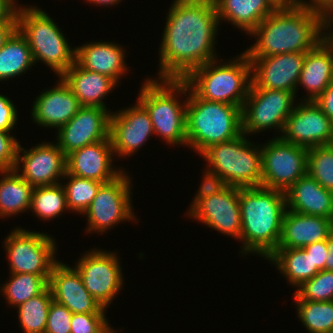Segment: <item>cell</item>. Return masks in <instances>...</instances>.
<instances>
[{
  "label": "cell",
  "instance_id": "74e56055",
  "mask_svg": "<svg viewBox=\"0 0 333 333\" xmlns=\"http://www.w3.org/2000/svg\"><path fill=\"white\" fill-rule=\"evenodd\" d=\"M294 300H333V271L321 270L297 288Z\"/></svg>",
  "mask_w": 333,
  "mask_h": 333
},
{
  "label": "cell",
  "instance_id": "f6af8a7d",
  "mask_svg": "<svg viewBox=\"0 0 333 333\" xmlns=\"http://www.w3.org/2000/svg\"><path fill=\"white\" fill-rule=\"evenodd\" d=\"M333 16L323 17L320 31V42L330 52L333 59V30L325 33L324 31L332 29ZM327 28V29H326Z\"/></svg>",
  "mask_w": 333,
  "mask_h": 333
},
{
  "label": "cell",
  "instance_id": "4dcf8cb0",
  "mask_svg": "<svg viewBox=\"0 0 333 333\" xmlns=\"http://www.w3.org/2000/svg\"><path fill=\"white\" fill-rule=\"evenodd\" d=\"M34 64L28 42L17 29L0 49V81L19 76Z\"/></svg>",
  "mask_w": 333,
  "mask_h": 333
},
{
  "label": "cell",
  "instance_id": "d6986e66",
  "mask_svg": "<svg viewBox=\"0 0 333 333\" xmlns=\"http://www.w3.org/2000/svg\"><path fill=\"white\" fill-rule=\"evenodd\" d=\"M305 53L248 57L252 65V85L265 89L291 91L296 94Z\"/></svg>",
  "mask_w": 333,
  "mask_h": 333
},
{
  "label": "cell",
  "instance_id": "7c38bea8",
  "mask_svg": "<svg viewBox=\"0 0 333 333\" xmlns=\"http://www.w3.org/2000/svg\"><path fill=\"white\" fill-rule=\"evenodd\" d=\"M296 94L291 91L265 89L252 84L241 108L242 132L246 135L269 128L283 131L294 109Z\"/></svg>",
  "mask_w": 333,
  "mask_h": 333
},
{
  "label": "cell",
  "instance_id": "e0dca14e",
  "mask_svg": "<svg viewBox=\"0 0 333 333\" xmlns=\"http://www.w3.org/2000/svg\"><path fill=\"white\" fill-rule=\"evenodd\" d=\"M111 111L100 107L81 106L57 132V144L67 156L84 146L109 137Z\"/></svg>",
  "mask_w": 333,
  "mask_h": 333
},
{
  "label": "cell",
  "instance_id": "bcb514c9",
  "mask_svg": "<svg viewBox=\"0 0 333 333\" xmlns=\"http://www.w3.org/2000/svg\"><path fill=\"white\" fill-rule=\"evenodd\" d=\"M16 30L17 19L15 13L8 20L0 22V49Z\"/></svg>",
  "mask_w": 333,
  "mask_h": 333
},
{
  "label": "cell",
  "instance_id": "83f0119b",
  "mask_svg": "<svg viewBox=\"0 0 333 333\" xmlns=\"http://www.w3.org/2000/svg\"><path fill=\"white\" fill-rule=\"evenodd\" d=\"M333 80V59L330 52L319 42L305 53L298 86L307 90L304 101H315Z\"/></svg>",
  "mask_w": 333,
  "mask_h": 333
},
{
  "label": "cell",
  "instance_id": "cb8c5ba5",
  "mask_svg": "<svg viewBox=\"0 0 333 333\" xmlns=\"http://www.w3.org/2000/svg\"><path fill=\"white\" fill-rule=\"evenodd\" d=\"M285 200L290 211L333 220V192L321 186L308 173L285 192Z\"/></svg>",
  "mask_w": 333,
  "mask_h": 333
},
{
  "label": "cell",
  "instance_id": "44dd1931",
  "mask_svg": "<svg viewBox=\"0 0 333 333\" xmlns=\"http://www.w3.org/2000/svg\"><path fill=\"white\" fill-rule=\"evenodd\" d=\"M113 155L110 138L84 146L66 156L67 173L102 183L110 182L123 172L122 168L114 169Z\"/></svg>",
  "mask_w": 333,
  "mask_h": 333
},
{
  "label": "cell",
  "instance_id": "ab89813d",
  "mask_svg": "<svg viewBox=\"0 0 333 333\" xmlns=\"http://www.w3.org/2000/svg\"><path fill=\"white\" fill-rule=\"evenodd\" d=\"M72 312L54 300L48 311L45 333H71Z\"/></svg>",
  "mask_w": 333,
  "mask_h": 333
},
{
  "label": "cell",
  "instance_id": "603a6c76",
  "mask_svg": "<svg viewBox=\"0 0 333 333\" xmlns=\"http://www.w3.org/2000/svg\"><path fill=\"white\" fill-rule=\"evenodd\" d=\"M332 232V219L286 209L277 248H303L314 242L327 240Z\"/></svg>",
  "mask_w": 333,
  "mask_h": 333
},
{
  "label": "cell",
  "instance_id": "8d00e7d4",
  "mask_svg": "<svg viewBox=\"0 0 333 333\" xmlns=\"http://www.w3.org/2000/svg\"><path fill=\"white\" fill-rule=\"evenodd\" d=\"M307 173L325 189L333 192V144L308 149Z\"/></svg>",
  "mask_w": 333,
  "mask_h": 333
},
{
  "label": "cell",
  "instance_id": "d590c367",
  "mask_svg": "<svg viewBox=\"0 0 333 333\" xmlns=\"http://www.w3.org/2000/svg\"><path fill=\"white\" fill-rule=\"evenodd\" d=\"M65 178L69 179L67 184L63 185L68 210L84 214L103 183L93 179L76 177L67 172L63 179Z\"/></svg>",
  "mask_w": 333,
  "mask_h": 333
},
{
  "label": "cell",
  "instance_id": "f1b7e54d",
  "mask_svg": "<svg viewBox=\"0 0 333 333\" xmlns=\"http://www.w3.org/2000/svg\"><path fill=\"white\" fill-rule=\"evenodd\" d=\"M267 260L275 264L283 277L296 288L320 271L313 266L310 254L303 248H277Z\"/></svg>",
  "mask_w": 333,
  "mask_h": 333
},
{
  "label": "cell",
  "instance_id": "f907efd6",
  "mask_svg": "<svg viewBox=\"0 0 333 333\" xmlns=\"http://www.w3.org/2000/svg\"><path fill=\"white\" fill-rule=\"evenodd\" d=\"M278 6L306 5L304 0H273Z\"/></svg>",
  "mask_w": 333,
  "mask_h": 333
},
{
  "label": "cell",
  "instance_id": "60d3db41",
  "mask_svg": "<svg viewBox=\"0 0 333 333\" xmlns=\"http://www.w3.org/2000/svg\"><path fill=\"white\" fill-rule=\"evenodd\" d=\"M19 145L9 131L0 129V171L15 169Z\"/></svg>",
  "mask_w": 333,
  "mask_h": 333
},
{
  "label": "cell",
  "instance_id": "52a82bcc",
  "mask_svg": "<svg viewBox=\"0 0 333 333\" xmlns=\"http://www.w3.org/2000/svg\"><path fill=\"white\" fill-rule=\"evenodd\" d=\"M146 79L137 100L148 111L154 133L167 144L187 146V99L178 101L176 96H188V84L183 79Z\"/></svg>",
  "mask_w": 333,
  "mask_h": 333
},
{
  "label": "cell",
  "instance_id": "e575fe53",
  "mask_svg": "<svg viewBox=\"0 0 333 333\" xmlns=\"http://www.w3.org/2000/svg\"><path fill=\"white\" fill-rule=\"evenodd\" d=\"M298 317L309 333H332L333 300L308 301L295 300Z\"/></svg>",
  "mask_w": 333,
  "mask_h": 333
},
{
  "label": "cell",
  "instance_id": "5bb4252c",
  "mask_svg": "<svg viewBox=\"0 0 333 333\" xmlns=\"http://www.w3.org/2000/svg\"><path fill=\"white\" fill-rule=\"evenodd\" d=\"M118 254L104 250L87 251L76 263L88 292L107 308L123 286L122 269Z\"/></svg>",
  "mask_w": 333,
  "mask_h": 333
},
{
  "label": "cell",
  "instance_id": "816d5d0a",
  "mask_svg": "<svg viewBox=\"0 0 333 333\" xmlns=\"http://www.w3.org/2000/svg\"><path fill=\"white\" fill-rule=\"evenodd\" d=\"M87 2L89 1V3L91 4H96V5H103V6H113L114 4H119L121 0H86Z\"/></svg>",
  "mask_w": 333,
  "mask_h": 333
},
{
  "label": "cell",
  "instance_id": "4316f807",
  "mask_svg": "<svg viewBox=\"0 0 333 333\" xmlns=\"http://www.w3.org/2000/svg\"><path fill=\"white\" fill-rule=\"evenodd\" d=\"M219 21H229L250 34L278 5L273 0H216Z\"/></svg>",
  "mask_w": 333,
  "mask_h": 333
},
{
  "label": "cell",
  "instance_id": "7a4b0ae2",
  "mask_svg": "<svg viewBox=\"0 0 333 333\" xmlns=\"http://www.w3.org/2000/svg\"><path fill=\"white\" fill-rule=\"evenodd\" d=\"M322 19L316 7L278 6L249 34L257 39L244 53L247 57H269L310 51L320 42Z\"/></svg>",
  "mask_w": 333,
  "mask_h": 333
},
{
  "label": "cell",
  "instance_id": "1f68e13d",
  "mask_svg": "<svg viewBox=\"0 0 333 333\" xmlns=\"http://www.w3.org/2000/svg\"><path fill=\"white\" fill-rule=\"evenodd\" d=\"M10 276L11 279L0 288V291L8 304L14 308L42 293L48 287L50 277L31 273H11Z\"/></svg>",
  "mask_w": 333,
  "mask_h": 333
},
{
  "label": "cell",
  "instance_id": "8fae6325",
  "mask_svg": "<svg viewBox=\"0 0 333 333\" xmlns=\"http://www.w3.org/2000/svg\"><path fill=\"white\" fill-rule=\"evenodd\" d=\"M260 144L262 152L261 186L286 192L307 174L308 149L275 136Z\"/></svg>",
  "mask_w": 333,
  "mask_h": 333
},
{
  "label": "cell",
  "instance_id": "7bdbcfd3",
  "mask_svg": "<svg viewBox=\"0 0 333 333\" xmlns=\"http://www.w3.org/2000/svg\"><path fill=\"white\" fill-rule=\"evenodd\" d=\"M303 249L310 254L313 266H316L320 271L325 270V262L328 256L327 240L317 241L306 245Z\"/></svg>",
  "mask_w": 333,
  "mask_h": 333
},
{
  "label": "cell",
  "instance_id": "f35d334b",
  "mask_svg": "<svg viewBox=\"0 0 333 333\" xmlns=\"http://www.w3.org/2000/svg\"><path fill=\"white\" fill-rule=\"evenodd\" d=\"M104 313H72L71 333H116Z\"/></svg>",
  "mask_w": 333,
  "mask_h": 333
},
{
  "label": "cell",
  "instance_id": "f5cc1de1",
  "mask_svg": "<svg viewBox=\"0 0 333 333\" xmlns=\"http://www.w3.org/2000/svg\"><path fill=\"white\" fill-rule=\"evenodd\" d=\"M323 0H311V1H306V5L312 6V7H317ZM309 2V3H308Z\"/></svg>",
  "mask_w": 333,
  "mask_h": 333
},
{
  "label": "cell",
  "instance_id": "7dc6e473",
  "mask_svg": "<svg viewBox=\"0 0 333 333\" xmlns=\"http://www.w3.org/2000/svg\"><path fill=\"white\" fill-rule=\"evenodd\" d=\"M15 0H0V22L8 20L16 11Z\"/></svg>",
  "mask_w": 333,
  "mask_h": 333
},
{
  "label": "cell",
  "instance_id": "ffe728a7",
  "mask_svg": "<svg viewBox=\"0 0 333 333\" xmlns=\"http://www.w3.org/2000/svg\"><path fill=\"white\" fill-rule=\"evenodd\" d=\"M48 287L55 302L66 306L72 313H105L104 307L85 288L81 275L62 262L51 271Z\"/></svg>",
  "mask_w": 333,
  "mask_h": 333
},
{
  "label": "cell",
  "instance_id": "ac0fdd59",
  "mask_svg": "<svg viewBox=\"0 0 333 333\" xmlns=\"http://www.w3.org/2000/svg\"><path fill=\"white\" fill-rule=\"evenodd\" d=\"M136 101V105L132 107L117 113L111 112L109 137L116 157L135 154L149 136L154 134L148 111L138 100Z\"/></svg>",
  "mask_w": 333,
  "mask_h": 333
},
{
  "label": "cell",
  "instance_id": "f546056e",
  "mask_svg": "<svg viewBox=\"0 0 333 333\" xmlns=\"http://www.w3.org/2000/svg\"><path fill=\"white\" fill-rule=\"evenodd\" d=\"M0 217L6 218L30 210L34 187L24 180L17 171H0ZM5 216V217H4Z\"/></svg>",
  "mask_w": 333,
  "mask_h": 333
},
{
  "label": "cell",
  "instance_id": "db71d44e",
  "mask_svg": "<svg viewBox=\"0 0 333 333\" xmlns=\"http://www.w3.org/2000/svg\"><path fill=\"white\" fill-rule=\"evenodd\" d=\"M205 1L215 2L216 0H205Z\"/></svg>",
  "mask_w": 333,
  "mask_h": 333
},
{
  "label": "cell",
  "instance_id": "8992f818",
  "mask_svg": "<svg viewBox=\"0 0 333 333\" xmlns=\"http://www.w3.org/2000/svg\"><path fill=\"white\" fill-rule=\"evenodd\" d=\"M241 133V107L203 100L188 89L187 147L191 146L201 155L210 146L231 140Z\"/></svg>",
  "mask_w": 333,
  "mask_h": 333
},
{
  "label": "cell",
  "instance_id": "836d02e7",
  "mask_svg": "<svg viewBox=\"0 0 333 333\" xmlns=\"http://www.w3.org/2000/svg\"><path fill=\"white\" fill-rule=\"evenodd\" d=\"M52 301L51 291L47 287L42 293L17 306L18 319L24 333H45Z\"/></svg>",
  "mask_w": 333,
  "mask_h": 333
},
{
  "label": "cell",
  "instance_id": "9a60e30c",
  "mask_svg": "<svg viewBox=\"0 0 333 333\" xmlns=\"http://www.w3.org/2000/svg\"><path fill=\"white\" fill-rule=\"evenodd\" d=\"M280 137L307 149L333 144V124L315 101H301L286 119Z\"/></svg>",
  "mask_w": 333,
  "mask_h": 333
},
{
  "label": "cell",
  "instance_id": "277c9868",
  "mask_svg": "<svg viewBox=\"0 0 333 333\" xmlns=\"http://www.w3.org/2000/svg\"><path fill=\"white\" fill-rule=\"evenodd\" d=\"M246 134L214 144L201 156L209 165L203 180L239 188L261 186L262 152L260 145H253Z\"/></svg>",
  "mask_w": 333,
  "mask_h": 333
},
{
  "label": "cell",
  "instance_id": "9c48e42d",
  "mask_svg": "<svg viewBox=\"0 0 333 333\" xmlns=\"http://www.w3.org/2000/svg\"><path fill=\"white\" fill-rule=\"evenodd\" d=\"M189 208V216L241 241L239 187L202 180Z\"/></svg>",
  "mask_w": 333,
  "mask_h": 333
},
{
  "label": "cell",
  "instance_id": "681fc988",
  "mask_svg": "<svg viewBox=\"0 0 333 333\" xmlns=\"http://www.w3.org/2000/svg\"><path fill=\"white\" fill-rule=\"evenodd\" d=\"M316 8L323 17L333 16V0H323Z\"/></svg>",
  "mask_w": 333,
  "mask_h": 333
},
{
  "label": "cell",
  "instance_id": "ba28073f",
  "mask_svg": "<svg viewBox=\"0 0 333 333\" xmlns=\"http://www.w3.org/2000/svg\"><path fill=\"white\" fill-rule=\"evenodd\" d=\"M18 7L17 29L26 38L34 62H44L60 77L75 62L76 49L70 47L61 29L45 11L37 6Z\"/></svg>",
  "mask_w": 333,
  "mask_h": 333
},
{
  "label": "cell",
  "instance_id": "30bf717a",
  "mask_svg": "<svg viewBox=\"0 0 333 333\" xmlns=\"http://www.w3.org/2000/svg\"><path fill=\"white\" fill-rule=\"evenodd\" d=\"M10 273L50 276L56 260V242L47 233L15 228L4 240Z\"/></svg>",
  "mask_w": 333,
  "mask_h": 333
},
{
  "label": "cell",
  "instance_id": "ee69618b",
  "mask_svg": "<svg viewBox=\"0 0 333 333\" xmlns=\"http://www.w3.org/2000/svg\"><path fill=\"white\" fill-rule=\"evenodd\" d=\"M315 102L333 124V80Z\"/></svg>",
  "mask_w": 333,
  "mask_h": 333
},
{
  "label": "cell",
  "instance_id": "b9f144b4",
  "mask_svg": "<svg viewBox=\"0 0 333 333\" xmlns=\"http://www.w3.org/2000/svg\"><path fill=\"white\" fill-rule=\"evenodd\" d=\"M17 113L12 100L0 94V129L11 132L18 119Z\"/></svg>",
  "mask_w": 333,
  "mask_h": 333
},
{
  "label": "cell",
  "instance_id": "4fadbf2b",
  "mask_svg": "<svg viewBox=\"0 0 333 333\" xmlns=\"http://www.w3.org/2000/svg\"><path fill=\"white\" fill-rule=\"evenodd\" d=\"M130 179L123 170L114 180L100 186L89 208L83 214L87 216V233L95 231L102 234L121 221L136 219L130 197L132 190Z\"/></svg>",
  "mask_w": 333,
  "mask_h": 333
},
{
  "label": "cell",
  "instance_id": "7402d4cb",
  "mask_svg": "<svg viewBox=\"0 0 333 333\" xmlns=\"http://www.w3.org/2000/svg\"><path fill=\"white\" fill-rule=\"evenodd\" d=\"M58 84L41 92L33 102V122L43 127L56 128L65 125L81 107L70 87L59 77Z\"/></svg>",
  "mask_w": 333,
  "mask_h": 333
},
{
  "label": "cell",
  "instance_id": "c3c4849f",
  "mask_svg": "<svg viewBox=\"0 0 333 333\" xmlns=\"http://www.w3.org/2000/svg\"><path fill=\"white\" fill-rule=\"evenodd\" d=\"M328 256L325 262V270L333 271V232L327 239Z\"/></svg>",
  "mask_w": 333,
  "mask_h": 333
},
{
  "label": "cell",
  "instance_id": "d6a6232c",
  "mask_svg": "<svg viewBox=\"0 0 333 333\" xmlns=\"http://www.w3.org/2000/svg\"><path fill=\"white\" fill-rule=\"evenodd\" d=\"M30 210L42 220L57 218L64 210H68L62 182L51 186L34 187Z\"/></svg>",
  "mask_w": 333,
  "mask_h": 333
},
{
  "label": "cell",
  "instance_id": "484cf974",
  "mask_svg": "<svg viewBox=\"0 0 333 333\" xmlns=\"http://www.w3.org/2000/svg\"><path fill=\"white\" fill-rule=\"evenodd\" d=\"M60 77L77 97L80 106L107 109L103 99L117 86L112 78L84 69L76 62Z\"/></svg>",
  "mask_w": 333,
  "mask_h": 333
},
{
  "label": "cell",
  "instance_id": "d4e9b609",
  "mask_svg": "<svg viewBox=\"0 0 333 333\" xmlns=\"http://www.w3.org/2000/svg\"><path fill=\"white\" fill-rule=\"evenodd\" d=\"M75 62L84 69L100 73L118 83L128 70L124 49L113 42H89L75 47Z\"/></svg>",
  "mask_w": 333,
  "mask_h": 333
},
{
  "label": "cell",
  "instance_id": "5b68a950",
  "mask_svg": "<svg viewBox=\"0 0 333 333\" xmlns=\"http://www.w3.org/2000/svg\"><path fill=\"white\" fill-rule=\"evenodd\" d=\"M216 60L193 69L183 80L203 100L242 108L252 84L251 61L244 52L228 63Z\"/></svg>",
  "mask_w": 333,
  "mask_h": 333
},
{
  "label": "cell",
  "instance_id": "2e32d148",
  "mask_svg": "<svg viewBox=\"0 0 333 333\" xmlns=\"http://www.w3.org/2000/svg\"><path fill=\"white\" fill-rule=\"evenodd\" d=\"M15 171L33 187L59 184L67 172L66 155L57 143L41 142L28 150L19 145Z\"/></svg>",
  "mask_w": 333,
  "mask_h": 333
},
{
  "label": "cell",
  "instance_id": "6da1fadb",
  "mask_svg": "<svg viewBox=\"0 0 333 333\" xmlns=\"http://www.w3.org/2000/svg\"><path fill=\"white\" fill-rule=\"evenodd\" d=\"M159 48L158 79H184L193 69L215 60L219 18L214 2L174 0Z\"/></svg>",
  "mask_w": 333,
  "mask_h": 333
},
{
  "label": "cell",
  "instance_id": "3957f363",
  "mask_svg": "<svg viewBox=\"0 0 333 333\" xmlns=\"http://www.w3.org/2000/svg\"><path fill=\"white\" fill-rule=\"evenodd\" d=\"M242 218L240 253L267 259L278 247L287 209L285 192L263 186L239 188Z\"/></svg>",
  "mask_w": 333,
  "mask_h": 333
}]
</instances>
